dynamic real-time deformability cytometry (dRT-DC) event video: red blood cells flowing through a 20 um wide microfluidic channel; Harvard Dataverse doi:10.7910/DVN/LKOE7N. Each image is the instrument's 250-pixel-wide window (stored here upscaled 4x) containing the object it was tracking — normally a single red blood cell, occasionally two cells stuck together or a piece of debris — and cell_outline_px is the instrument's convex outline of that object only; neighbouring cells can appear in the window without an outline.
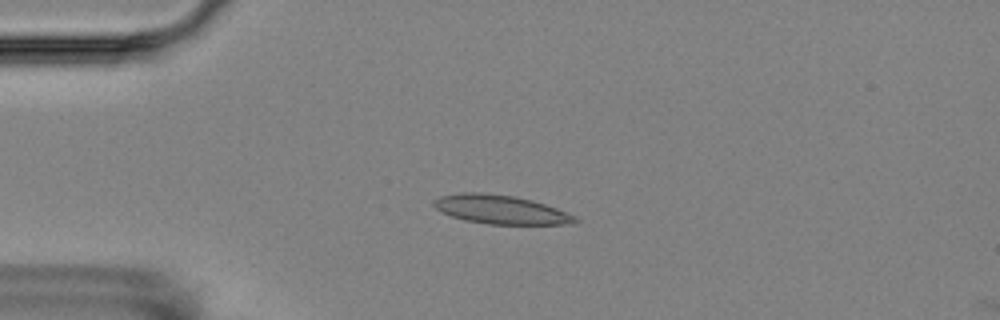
{"species": "Egyptian fruit bat (a non-hibernating species)", "species_latin": "Rousettus aegyptiacus", "temperature_condition": "room temperature", "stored_images_in_passage": 5, "camera_frame_rate_fps": 3000, "um_per_image_px": 0.085, "animal": {"sex": "female"}, "frame": {"image": 1, "passage_image": 4, "time_ms": 3.667, "image_size_px": [1000, 320], "cell_outline_px": [[580, 220], [576, 224], [488, 224], [464, 220], [440, 212], [432, 204], [432, 200], [440, 196], [460, 192], [476, 192], [512, 196], [532, 200], [556, 208], [576, 216]], "centroid_in_image_um": [42.54, 17.81], "position_along_channel_um": 42.5, "area_um2": 23.76}}